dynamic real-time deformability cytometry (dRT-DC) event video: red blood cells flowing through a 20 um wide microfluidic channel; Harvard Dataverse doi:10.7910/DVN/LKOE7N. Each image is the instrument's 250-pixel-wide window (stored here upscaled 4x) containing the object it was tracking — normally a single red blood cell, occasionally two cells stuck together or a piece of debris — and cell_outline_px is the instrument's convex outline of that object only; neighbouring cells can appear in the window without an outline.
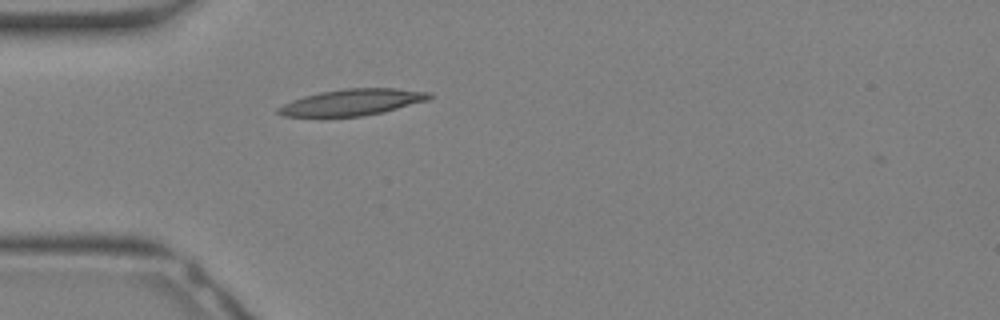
{"species": "Egyptian fruit bat (a non-hibernating species)", "species_latin": "Rousettus aegyptiacus", "temperature_condition": "warm", "stored_images_in_passage": 24, "camera_frame_rate_fps": 3000, "um_per_image_px": 0.085, "animal": {"sex": "female"}, "frame": {"image": 1, "passage_image": 1, "time_ms": 0.0, "image_size_px": [1000, 320], "cell_outline_px": [[432, 96], [428, 100], [384, 112], [360, 116], [284, 116], [276, 112], [276, 108], [292, 100], [304, 96], [320, 92], [344, 88], [396, 88], [432, 92]], "centroid_in_image_um": [29.97, 8.68], "position_along_channel_um": 55.0, "area_um2": 23.12}}
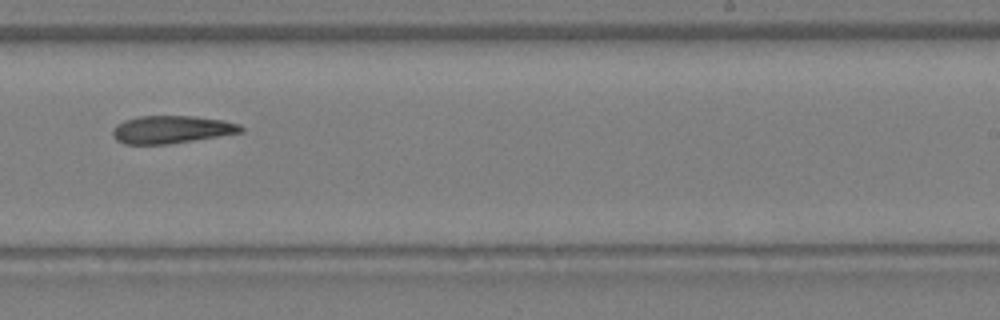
{"frame": {"image": 2, "passage_image": 12, "time_ms": 3.667, "image_size_px": [1000, 320], "cell_outline_px": [[244, 132], [220, 136], [168, 144], [124, 144], [116, 140], [112, 136], [112, 132], [116, 124], [124, 120], [140, 116], [192, 116], [224, 120], [240, 124], [244, 128]], "centroid_in_image_um": [14.59, 11.01], "position_along_channel_um": 274.4, "area_um2": 20.81}}
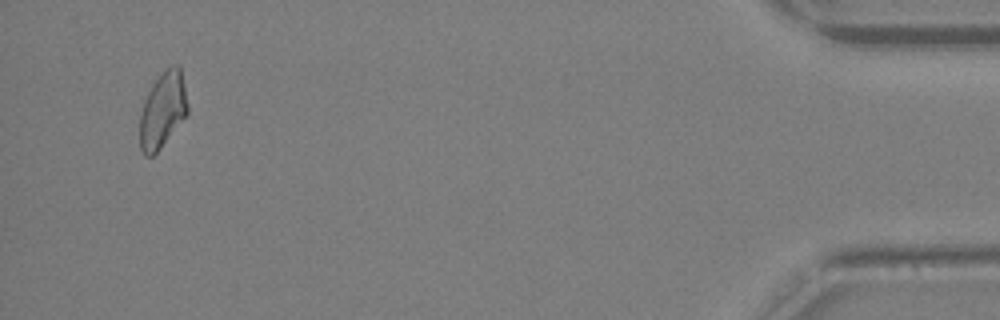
{"frame": {"image": 3, "passage_image": 23, "time_ms": 7.333, "image_size_px": [1000, 320], "cell_outline_px": [[188, 112], [160, 148], [152, 156], [144, 156], [140, 148], [140, 112], [144, 100], [148, 92], [156, 80], [172, 64], [180, 64], [188, 104]], "centroid_in_image_um": [13.82, 9.35], "position_along_channel_um": 421.4, "area_um2": 20.81}}